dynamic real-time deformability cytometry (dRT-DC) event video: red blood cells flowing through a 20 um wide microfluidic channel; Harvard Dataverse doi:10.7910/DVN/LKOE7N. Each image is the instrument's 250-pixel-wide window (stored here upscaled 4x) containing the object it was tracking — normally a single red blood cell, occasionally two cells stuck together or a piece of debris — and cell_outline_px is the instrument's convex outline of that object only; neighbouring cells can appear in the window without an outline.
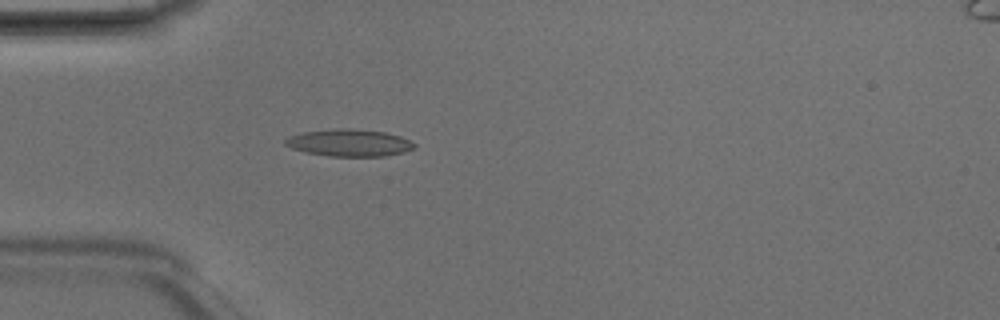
{"species": "Egyptian fruit bat (a non-hibernating species)", "species_latin": "Rousettus aegyptiacus", "temperature_condition": "room temperature", "stored_images_in_passage": 4, "camera_frame_rate_fps": 3000, "um_per_image_px": 0.085, "animal": {"sex": "male"}, "frame": {"image": 1, "passage_image": 4, "time_ms": 1.0, "image_size_px": [1000, 320], "cell_outline_px": [[416, 148], [404, 152], [384, 156], [328, 156], [308, 152], [292, 148], [284, 144], [284, 140], [288, 136], [304, 132], [336, 128], [348, 128], [384, 132], [400, 136], [416, 144]], "centroid_in_image_um": [29.69, 12.13], "position_along_channel_um": 55.3, "area_um2": 20.29}}